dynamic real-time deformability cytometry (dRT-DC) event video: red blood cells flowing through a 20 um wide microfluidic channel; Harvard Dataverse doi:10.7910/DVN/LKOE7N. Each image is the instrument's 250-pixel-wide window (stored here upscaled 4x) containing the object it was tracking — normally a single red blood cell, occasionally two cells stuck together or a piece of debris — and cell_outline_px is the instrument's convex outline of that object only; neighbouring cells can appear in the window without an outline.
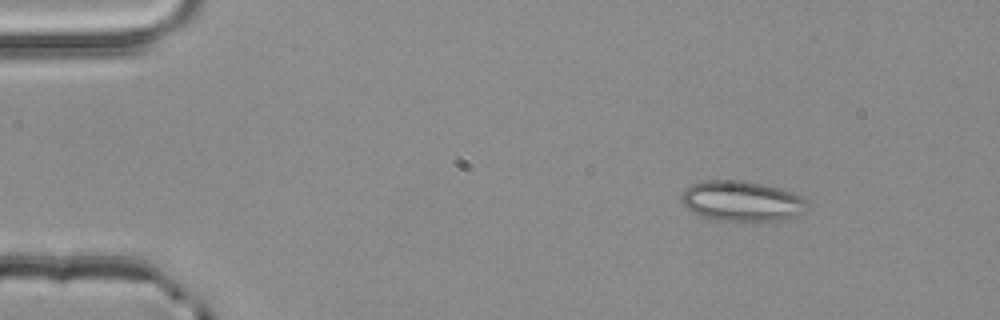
{"species": "common noctule bat (a hibernating species)", "species_latin": "Nyctalus noctula", "temperature_condition": "room temperature", "stored_images_in_passage": 3, "camera_frame_rate_fps": 3000, "um_per_image_px": 0.085, "animal": {"sex": "male", "body_mass_g": 20.4}, "frame": {"image": 1, "passage_image": 1, "time_ms": 0.0, "image_size_px": [1000, 320], "cell_outline_px": [[808, 204], [804, 212], [784, 220], [716, 220], [692, 212], [680, 200], [680, 196], [684, 188], [692, 184], [708, 180], [740, 180], [764, 184], [780, 188], [792, 192], [808, 200]], "centroid_in_image_um": [63.05, 17.07], "position_along_channel_um": 21.9, "area_um2": 29.48}}
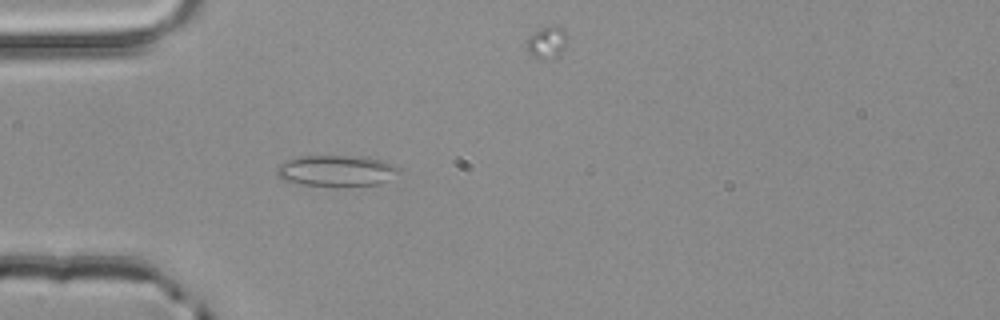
{"frame": {"image": 2, "passage_image": 3, "time_ms": 0.667, "image_size_px": [1000, 320], "cell_outline_px": [[400, 172], [388, 180], [380, 184], [300, 184], [284, 180], [276, 172], [276, 168], [284, 160], [296, 156], [368, 156], [384, 160], [400, 168]], "centroid_in_image_um": [28.61, 14.46], "position_along_channel_um": 56.4, "area_um2": 21.79}}